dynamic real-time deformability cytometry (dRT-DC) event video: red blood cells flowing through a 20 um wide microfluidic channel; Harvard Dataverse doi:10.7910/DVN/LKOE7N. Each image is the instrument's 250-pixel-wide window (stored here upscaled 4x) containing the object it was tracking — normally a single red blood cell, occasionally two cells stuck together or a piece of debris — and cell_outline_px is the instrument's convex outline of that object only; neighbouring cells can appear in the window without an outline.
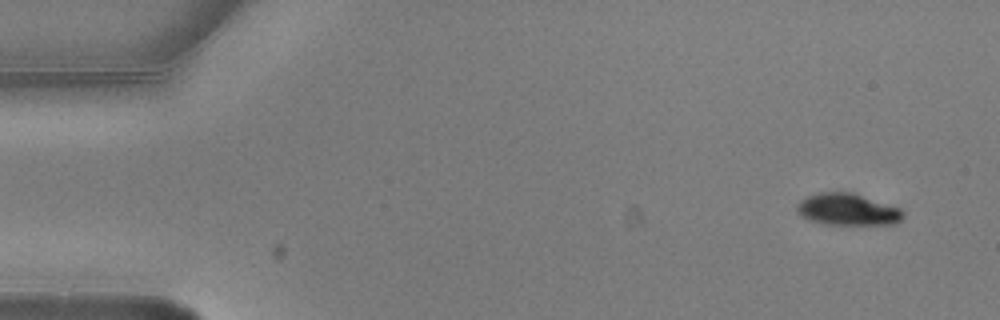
{"species": "common noctule bat (a hibernating species)", "species_latin": "Nyctalus noctula", "temperature_condition": "warm", "stored_images_in_passage": 3, "camera_frame_rate_fps": 3000, "um_per_image_px": 0.085, "animal": {"sex": "male", "body_mass_g": 20.5, "forearm_length_mm": 52.5}, "frame": {"image": 1, "passage_image": 1, "time_ms": 0.0, "image_size_px": [1000, 320], "cell_outline_px": [[904, 216], [896, 224], [824, 224], [808, 220], [800, 216], [796, 212], [796, 204], [800, 200], [808, 196], [820, 192], [852, 192], [900, 208], [904, 212]], "centroid_in_image_um": [72.01, 17.81], "position_along_channel_um": 13.0, "area_um2": 19.77}}